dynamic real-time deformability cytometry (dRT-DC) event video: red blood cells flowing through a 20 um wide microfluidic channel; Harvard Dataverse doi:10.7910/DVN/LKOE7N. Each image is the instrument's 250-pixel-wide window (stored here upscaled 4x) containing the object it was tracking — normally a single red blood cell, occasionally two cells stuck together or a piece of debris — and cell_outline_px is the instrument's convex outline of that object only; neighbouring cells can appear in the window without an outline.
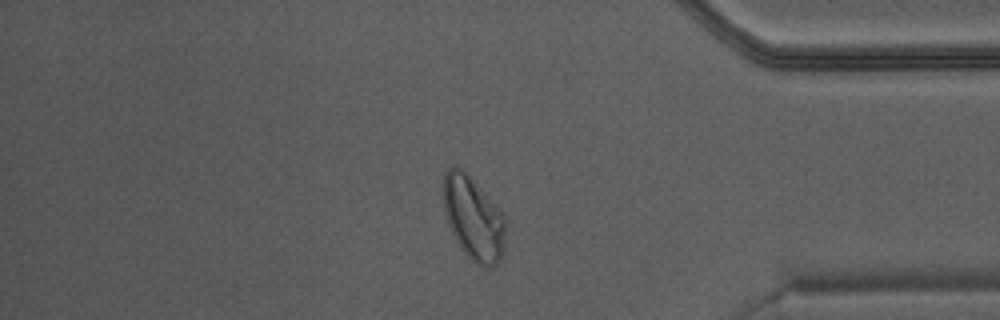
{"species": "Egyptian fruit bat (a non-hibernating species)", "species_latin": "Rousettus aegyptiacus", "temperature_condition": "warm", "stored_images_in_passage": 47, "camera_frame_rate_fps": 3000, "um_per_image_px": 0.085, "animal": {"sex": "male"}, "frame": {"image": 1, "passage_image": 40, "time_ms": 13.0, "image_size_px": [1000, 320], "cell_outline_px": [[504, 248], [500, 260], [496, 264], [480, 264], [472, 260], [460, 248], [448, 224], [444, 212], [440, 188], [444, 172], [448, 168], [460, 168], [472, 180], [504, 216]], "centroid_in_image_um": [40.16, 18.52], "position_along_channel_um": 395.0, "area_um2": 29.59}}
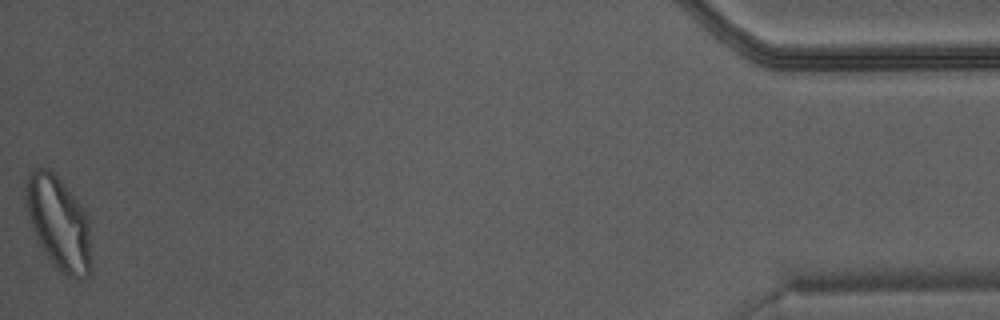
{"frame": {"image": 2, "passage_image": 47, "time_ms": 15.333, "image_size_px": [1000, 320], "cell_outline_px": [[92, 268], [88, 276], [80, 280], [76, 280], [60, 272], [48, 256], [40, 244], [28, 220], [24, 196], [24, 192], [28, 176], [36, 168], [48, 168], [60, 180], [76, 200], [84, 212], [88, 220]], "centroid_in_image_um": [4.98, 19.0], "position_along_channel_um": 430.2, "area_um2": 35.32}}